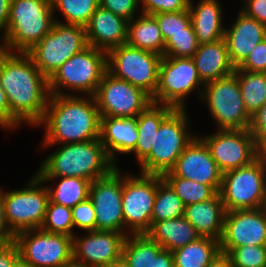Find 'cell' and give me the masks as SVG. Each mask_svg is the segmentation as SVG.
<instances>
[{"label":"cell","mask_w":266,"mask_h":267,"mask_svg":"<svg viewBox=\"0 0 266 267\" xmlns=\"http://www.w3.org/2000/svg\"><path fill=\"white\" fill-rule=\"evenodd\" d=\"M0 82L11 109V131L26 122L37 126L50 96L48 79L27 53L0 49Z\"/></svg>","instance_id":"1"},{"label":"cell","mask_w":266,"mask_h":267,"mask_svg":"<svg viewBox=\"0 0 266 267\" xmlns=\"http://www.w3.org/2000/svg\"><path fill=\"white\" fill-rule=\"evenodd\" d=\"M42 148L100 138L101 116L94 96L50 95L42 120Z\"/></svg>","instance_id":"2"},{"label":"cell","mask_w":266,"mask_h":267,"mask_svg":"<svg viewBox=\"0 0 266 267\" xmlns=\"http://www.w3.org/2000/svg\"><path fill=\"white\" fill-rule=\"evenodd\" d=\"M116 167L99 138L60 144L43 160L36 174L39 177H79L94 181L108 175Z\"/></svg>","instance_id":"3"},{"label":"cell","mask_w":266,"mask_h":267,"mask_svg":"<svg viewBox=\"0 0 266 267\" xmlns=\"http://www.w3.org/2000/svg\"><path fill=\"white\" fill-rule=\"evenodd\" d=\"M51 0H12L8 29L0 44L6 52H28L56 21Z\"/></svg>","instance_id":"4"},{"label":"cell","mask_w":266,"mask_h":267,"mask_svg":"<svg viewBox=\"0 0 266 267\" xmlns=\"http://www.w3.org/2000/svg\"><path fill=\"white\" fill-rule=\"evenodd\" d=\"M106 71L107 52L88 46L63 63L48 79L50 95H71L70 90L81 96H93Z\"/></svg>","instance_id":"5"},{"label":"cell","mask_w":266,"mask_h":267,"mask_svg":"<svg viewBox=\"0 0 266 267\" xmlns=\"http://www.w3.org/2000/svg\"><path fill=\"white\" fill-rule=\"evenodd\" d=\"M189 115L185 109H174L161 123L150 155L140 164V173L161 175L169 172L178 157L196 135L189 131Z\"/></svg>","instance_id":"6"},{"label":"cell","mask_w":266,"mask_h":267,"mask_svg":"<svg viewBox=\"0 0 266 267\" xmlns=\"http://www.w3.org/2000/svg\"><path fill=\"white\" fill-rule=\"evenodd\" d=\"M219 193L226 212L264 207L266 153H262L247 166L223 173Z\"/></svg>","instance_id":"7"},{"label":"cell","mask_w":266,"mask_h":267,"mask_svg":"<svg viewBox=\"0 0 266 267\" xmlns=\"http://www.w3.org/2000/svg\"><path fill=\"white\" fill-rule=\"evenodd\" d=\"M88 46L84 26L66 24L56 19L52 30L26 53L49 79L63 63Z\"/></svg>","instance_id":"8"},{"label":"cell","mask_w":266,"mask_h":267,"mask_svg":"<svg viewBox=\"0 0 266 267\" xmlns=\"http://www.w3.org/2000/svg\"><path fill=\"white\" fill-rule=\"evenodd\" d=\"M201 101L218 129H249L252 116L242 99L237 70L220 79L205 83Z\"/></svg>","instance_id":"9"},{"label":"cell","mask_w":266,"mask_h":267,"mask_svg":"<svg viewBox=\"0 0 266 267\" xmlns=\"http://www.w3.org/2000/svg\"><path fill=\"white\" fill-rule=\"evenodd\" d=\"M204 85L192 58L163 56L158 85L151 99L156 104L185 109V100L193 91H197L200 100Z\"/></svg>","instance_id":"10"},{"label":"cell","mask_w":266,"mask_h":267,"mask_svg":"<svg viewBox=\"0 0 266 267\" xmlns=\"http://www.w3.org/2000/svg\"><path fill=\"white\" fill-rule=\"evenodd\" d=\"M13 242L25 267H60L73 261V238L66 234L30 229L15 234Z\"/></svg>","instance_id":"11"},{"label":"cell","mask_w":266,"mask_h":267,"mask_svg":"<svg viewBox=\"0 0 266 267\" xmlns=\"http://www.w3.org/2000/svg\"><path fill=\"white\" fill-rule=\"evenodd\" d=\"M161 175L123 174L122 176V211L124 234H143L151 229V216L157 183ZM126 230V231H125Z\"/></svg>","instance_id":"12"},{"label":"cell","mask_w":266,"mask_h":267,"mask_svg":"<svg viewBox=\"0 0 266 267\" xmlns=\"http://www.w3.org/2000/svg\"><path fill=\"white\" fill-rule=\"evenodd\" d=\"M163 56L129 46L127 43L107 52V71L114 77L154 95Z\"/></svg>","instance_id":"13"},{"label":"cell","mask_w":266,"mask_h":267,"mask_svg":"<svg viewBox=\"0 0 266 267\" xmlns=\"http://www.w3.org/2000/svg\"><path fill=\"white\" fill-rule=\"evenodd\" d=\"M24 186L21 189L4 191L6 220L15 234L40 228L50 200L47 184L44 185L36 173Z\"/></svg>","instance_id":"14"},{"label":"cell","mask_w":266,"mask_h":267,"mask_svg":"<svg viewBox=\"0 0 266 267\" xmlns=\"http://www.w3.org/2000/svg\"><path fill=\"white\" fill-rule=\"evenodd\" d=\"M93 96L100 116L134 118L152 103L151 96L144 90L108 71Z\"/></svg>","instance_id":"15"},{"label":"cell","mask_w":266,"mask_h":267,"mask_svg":"<svg viewBox=\"0 0 266 267\" xmlns=\"http://www.w3.org/2000/svg\"><path fill=\"white\" fill-rule=\"evenodd\" d=\"M199 137L222 173L247 166L263 153L249 129H217L216 133Z\"/></svg>","instance_id":"16"},{"label":"cell","mask_w":266,"mask_h":267,"mask_svg":"<svg viewBox=\"0 0 266 267\" xmlns=\"http://www.w3.org/2000/svg\"><path fill=\"white\" fill-rule=\"evenodd\" d=\"M117 166L108 175L91 182L89 199L92 201L96 230L124 233L122 211V172Z\"/></svg>","instance_id":"17"},{"label":"cell","mask_w":266,"mask_h":267,"mask_svg":"<svg viewBox=\"0 0 266 267\" xmlns=\"http://www.w3.org/2000/svg\"><path fill=\"white\" fill-rule=\"evenodd\" d=\"M77 236L72 237L73 261L85 267H105L122 259L124 233L94 230Z\"/></svg>","instance_id":"18"},{"label":"cell","mask_w":266,"mask_h":267,"mask_svg":"<svg viewBox=\"0 0 266 267\" xmlns=\"http://www.w3.org/2000/svg\"><path fill=\"white\" fill-rule=\"evenodd\" d=\"M222 174L207 145L196 135L178 157L173 168L162 177H181L193 180L210 185L219 192Z\"/></svg>","instance_id":"19"},{"label":"cell","mask_w":266,"mask_h":267,"mask_svg":"<svg viewBox=\"0 0 266 267\" xmlns=\"http://www.w3.org/2000/svg\"><path fill=\"white\" fill-rule=\"evenodd\" d=\"M247 245H266V210L228 211L224 218L220 249H234Z\"/></svg>","instance_id":"20"},{"label":"cell","mask_w":266,"mask_h":267,"mask_svg":"<svg viewBox=\"0 0 266 267\" xmlns=\"http://www.w3.org/2000/svg\"><path fill=\"white\" fill-rule=\"evenodd\" d=\"M265 38L266 26L240 11L232 26L225 28L224 39L232 65L238 68Z\"/></svg>","instance_id":"21"},{"label":"cell","mask_w":266,"mask_h":267,"mask_svg":"<svg viewBox=\"0 0 266 267\" xmlns=\"http://www.w3.org/2000/svg\"><path fill=\"white\" fill-rule=\"evenodd\" d=\"M128 22L99 6L85 26L88 45L108 52L112 48L126 44Z\"/></svg>","instance_id":"22"},{"label":"cell","mask_w":266,"mask_h":267,"mask_svg":"<svg viewBox=\"0 0 266 267\" xmlns=\"http://www.w3.org/2000/svg\"><path fill=\"white\" fill-rule=\"evenodd\" d=\"M100 139L111 160L118 166L117 154H131L138 141L137 120L101 116Z\"/></svg>","instance_id":"23"},{"label":"cell","mask_w":266,"mask_h":267,"mask_svg":"<svg viewBox=\"0 0 266 267\" xmlns=\"http://www.w3.org/2000/svg\"><path fill=\"white\" fill-rule=\"evenodd\" d=\"M226 210L218 192L213 198L185 206L184 217L201 237L221 239Z\"/></svg>","instance_id":"24"},{"label":"cell","mask_w":266,"mask_h":267,"mask_svg":"<svg viewBox=\"0 0 266 267\" xmlns=\"http://www.w3.org/2000/svg\"><path fill=\"white\" fill-rule=\"evenodd\" d=\"M193 2L190 0L188 10L198 43H212L223 39L226 27H223V9L219 0H200L197 5Z\"/></svg>","instance_id":"25"},{"label":"cell","mask_w":266,"mask_h":267,"mask_svg":"<svg viewBox=\"0 0 266 267\" xmlns=\"http://www.w3.org/2000/svg\"><path fill=\"white\" fill-rule=\"evenodd\" d=\"M192 59L195 62L198 75L205 84L220 79L235 71L232 65L226 40L200 44Z\"/></svg>","instance_id":"26"},{"label":"cell","mask_w":266,"mask_h":267,"mask_svg":"<svg viewBox=\"0 0 266 267\" xmlns=\"http://www.w3.org/2000/svg\"><path fill=\"white\" fill-rule=\"evenodd\" d=\"M174 107L163 104L151 103L137 117L138 141L131 152L137 158L140 165L149 155L162 121L174 110Z\"/></svg>","instance_id":"27"},{"label":"cell","mask_w":266,"mask_h":267,"mask_svg":"<svg viewBox=\"0 0 266 267\" xmlns=\"http://www.w3.org/2000/svg\"><path fill=\"white\" fill-rule=\"evenodd\" d=\"M147 234L163 249L174 251L201 237L184 216L155 222Z\"/></svg>","instance_id":"28"},{"label":"cell","mask_w":266,"mask_h":267,"mask_svg":"<svg viewBox=\"0 0 266 267\" xmlns=\"http://www.w3.org/2000/svg\"><path fill=\"white\" fill-rule=\"evenodd\" d=\"M129 46L164 56L165 41L153 15L143 14L128 22Z\"/></svg>","instance_id":"29"},{"label":"cell","mask_w":266,"mask_h":267,"mask_svg":"<svg viewBox=\"0 0 266 267\" xmlns=\"http://www.w3.org/2000/svg\"><path fill=\"white\" fill-rule=\"evenodd\" d=\"M174 267H207L221 254L220 241L199 237L196 241L172 251Z\"/></svg>","instance_id":"30"},{"label":"cell","mask_w":266,"mask_h":267,"mask_svg":"<svg viewBox=\"0 0 266 267\" xmlns=\"http://www.w3.org/2000/svg\"><path fill=\"white\" fill-rule=\"evenodd\" d=\"M44 184L51 180H59L53 187L47 186L49 199L59 205L73 208L78 203L89 198L91 182L88 179L79 177H40Z\"/></svg>","instance_id":"31"},{"label":"cell","mask_w":266,"mask_h":267,"mask_svg":"<svg viewBox=\"0 0 266 267\" xmlns=\"http://www.w3.org/2000/svg\"><path fill=\"white\" fill-rule=\"evenodd\" d=\"M163 248L147 233L129 234L122 247V260L128 267H150Z\"/></svg>","instance_id":"32"},{"label":"cell","mask_w":266,"mask_h":267,"mask_svg":"<svg viewBox=\"0 0 266 267\" xmlns=\"http://www.w3.org/2000/svg\"><path fill=\"white\" fill-rule=\"evenodd\" d=\"M244 105L252 116L266 102V72L237 70Z\"/></svg>","instance_id":"33"},{"label":"cell","mask_w":266,"mask_h":267,"mask_svg":"<svg viewBox=\"0 0 266 267\" xmlns=\"http://www.w3.org/2000/svg\"><path fill=\"white\" fill-rule=\"evenodd\" d=\"M185 205L172 187L162 178L157 183L151 226L155 222L184 216Z\"/></svg>","instance_id":"34"},{"label":"cell","mask_w":266,"mask_h":267,"mask_svg":"<svg viewBox=\"0 0 266 267\" xmlns=\"http://www.w3.org/2000/svg\"><path fill=\"white\" fill-rule=\"evenodd\" d=\"M53 12L62 13V23L86 26L95 10L100 6V0H51Z\"/></svg>","instance_id":"35"},{"label":"cell","mask_w":266,"mask_h":267,"mask_svg":"<svg viewBox=\"0 0 266 267\" xmlns=\"http://www.w3.org/2000/svg\"><path fill=\"white\" fill-rule=\"evenodd\" d=\"M180 197L185 206L207 201L218 192L210 185L181 177H162Z\"/></svg>","instance_id":"36"},{"label":"cell","mask_w":266,"mask_h":267,"mask_svg":"<svg viewBox=\"0 0 266 267\" xmlns=\"http://www.w3.org/2000/svg\"><path fill=\"white\" fill-rule=\"evenodd\" d=\"M40 229L49 233H62L73 237L76 231L73 227L72 208L49 200Z\"/></svg>","instance_id":"37"},{"label":"cell","mask_w":266,"mask_h":267,"mask_svg":"<svg viewBox=\"0 0 266 267\" xmlns=\"http://www.w3.org/2000/svg\"><path fill=\"white\" fill-rule=\"evenodd\" d=\"M199 45L191 22L186 32H178L165 41L164 56L192 58Z\"/></svg>","instance_id":"38"},{"label":"cell","mask_w":266,"mask_h":267,"mask_svg":"<svg viewBox=\"0 0 266 267\" xmlns=\"http://www.w3.org/2000/svg\"><path fill=\"white\" fill-rule=\"evenodd\" d=\"M234 267H266V245H247L234 249H221Z\"/></svg>","instance_id":"39"},{"label":"cell","mask_w":266,"mask_h":267,"mask_svg":"<svg viewBox=\"0 0 266 267\" xmlns=\"http://www.w3.org/2000/svg\"><path fill=\"white\" fill-rule=\"evenodd\" d=\"M153 16L157 20L164 41L178 32H186V27L191 23L189 10L158 13Z\"/></svg>","instance_id":"40"},{"label":"cell","mask_w":266,"mask_h":267,"mask_svg":"<svg viewBox=\"0 0 266 267\" xmlns=\"http://www.w3.org/2000/svg\"><path fill=\"white\" fill-rule=\"evenodd\" d=\"M73 227L85 232L96 230V217L92 201L88 198L72 208Z\"/></svg>","instance_id":"41"},{"label":"cell","mask_w":266,"mask_h":267,"mask_svg":"<svg viewBox=\"0 0 266 267\" xmlns=\"http://www.w3.org/2000/svg\"><path fill=\"white\" fill-rule=\"evenodd\" d=\"M139 3H141L140 14L155 15L188 10L190 0H139Z\"/></svg>","instance_id":"42"},{"label":"cell","mask_w":266,"mask_h":267,"mask_svg":"<svg viewBox=\"0 0 266 267\" xmlns=\"http://www.w3.org/2000/svg\"><path fill=\"white\" fill-rule=\"evenodd\" d=\"M139 5V0H100L102 8L112 11L127 21L137 16Z\"/></svg>","instance_id":"43"},{"label":"cell","mask_w":266,"mask_h":267,"mask_svg":"<svg viewBox=\"0 0 266 267\" xmlns=\"http://www.w3.org/2000/svg\"><path fill=\"white\" fill-rule=\"evenodd\" d=\"M236 70L249 72H266V38L249 54Z\"/></svg>","instance_id":"44"},{"label":"cell","mask_w":266,"mask_h":267,"mask_svg":"<svg viewBox=\"0 0 266 267\" xmlns=\"http://www.w3.org/2000/svg\"><path fill=\"white\" fill-rule=\"evenodd\" d=\"M250 133L254 137L258 148L266 153V102L252 115Z\"/></svg>","instance_id":"45"},{"label":"cell","mask_w":266,"mask_h":267,"mask_svg":"<svg viewBox=\"0 0 266 267\" xmlns=\"http://www.w3.org/2000/svg\"><path fill=\"white\" fill-rule=\"evenodd\" d=\"M241 11L246 16L254 18L266 26V0H244Z\"/></svg>","instance_id":"46"},{"label":"cell","mask_w":266,"mask_h":267,"mask_svg":"<svg viewBox=\"0 0 266 267\" xmlns=\"http://www.w3.org/2000/svg\"><path fill=\"white\" fill-rule=\"evenodd\" d=\"M20 263L19 251L12 242L0 243V267H16Z\"/></svg>","instance_id":"47"},{"label":"cell","mask_w":266,"mask_h":267,"mask_svg":"<svg viewBox=\"0 0 266 267\" xmlns=\"http://www.w3.org/2000/svg\"><path fill=\"white\" fill-rule=\"evenodd\" d=\"M3 191L0 187V243H8L14 240L15 233L9 228L6 220Z\"/></svg>","instance_id":"48"},{"label":"cell","mask_w":266,"mask_h":267,"mask_svg":"<svg viewBox=\"0 0 266 267\" xmlns=\"http://www.w3.org/2000/svg\"><path fill=\"white\" fill-rule=\"evenodd\" d=\"M0 126L3 129H11V109L0 82Z\"/></svg>","instance_id":"49"},{"label":"cell","mask_w":266,"mask_h":267,"mask_svg":"<svg viewBox=\"0 0 266 267\" xmlns=\"http://www.w3.org/2000/svg\"><path fill=\"white\" fill-rule=\"evenodd\" d=\"M150 267H174L172 251L163 249L156 257H153Z\"/></svg>","instance_id":"50"},{"label":"cell","mask_w":266,"mask_h":267,"mask_svg":"<svg viewBox=\"0 0 266 267\" xmlns=\"http://www.w3.org/2000/svg\"><path fill=\"white\" fill-rule=\"evenodd\" d=\"M11 1L12 0H0V32L3 31V37L8 29Z\"/></svg>","instance_id":"51"},{"label":"cell","mask_w":266,"mask_h":267,"mask_svg":"<svg viewBox=\"0 0 266 267\" xmlns=\"http://www.w3.org/2000/svg\"><path fill=\"white\" fill-rule=\"evenodd\" d=\"M207 267H234L229 257L221 253Z\"/></svg>","instance_id":"52"},{"label":"cell","mask_w":266,"mask_h":267,"mask_svg":"<svg viewBox=\"0 0 266 267\" xmlns=\"http://www.w3.org/2000/svg\"><path fill=\"white\" fill-rule=\"evenodd\" d=\"M105 267H128L127 264L121 259L115 263L110 264L109 266Z\"/></svg>","instance_id":"53"},{"label":"cell","mask_w":266,"mask_h":267,"mask_svg":"<svg viewBox=\"0 0 266 267\" xmlns=\"http://www.w3.org/2000/svg\"><path fill=\"white\" fill-rule=\"evenodd\" d=\"M60 267H85V266H83L82 264L77 263L75 261H71L70 263L62 265Z\"/></svg>","instance_id":"54"},{"label":"cell","mask_w":266,"mask_h":267,"mask_svg":"<svg viewBox=\"0 0 266 267\" xmlns=\"http://www.w3.org/2000/svg\"><path fill=\"white\" fill-rule=\"evenodd\" d=\"M16 267H25V266L19 263Z\"/></svg>","instance_id":"55"}]
</instances>
